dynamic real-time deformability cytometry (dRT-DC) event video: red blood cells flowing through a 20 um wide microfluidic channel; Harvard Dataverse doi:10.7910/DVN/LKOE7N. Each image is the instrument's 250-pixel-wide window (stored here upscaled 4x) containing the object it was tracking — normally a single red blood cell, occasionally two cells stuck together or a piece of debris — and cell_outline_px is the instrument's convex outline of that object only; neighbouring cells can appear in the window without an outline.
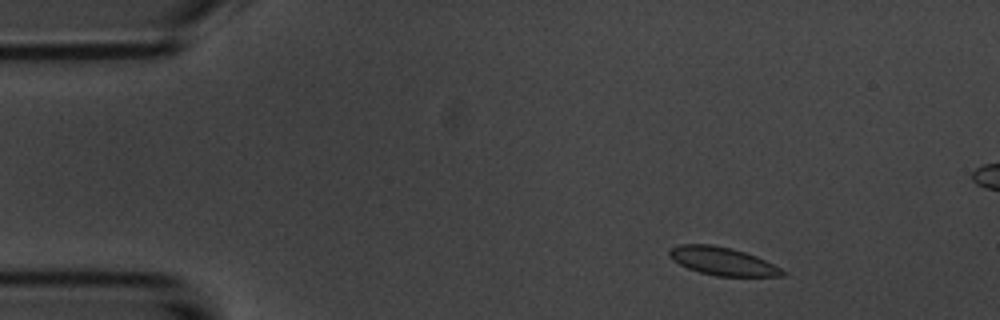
{"species": "common noctule bat (a hibernating species)", "species_latin": "Nyctalus noctula", "temperature_condition": "room temperature", "stored_images_in_passage": 5, "camera_frame_rate_fps": 3000, "um_per_image_px": 0.085, "animal": {"sex": "male", "body_mass_g": 20.1, "forearm_length_mm": 53.5}, "frame": {"image": 1, "passage_image": 2, "time_ms": 1.0, "image_size_px": [1000, 320], "cell_outline_px": [[788, 272], [784, 276], [716, 276], [700, 272], [688, 268], [680, 264], [668, 252], [668, 248], [680, 244], [712, 244], [732, 248], [756, 256]], "centroid_in_image_um": [61.43, 22.2], "position_along_channel_um": 23.6, "area_um2": 18.32}}